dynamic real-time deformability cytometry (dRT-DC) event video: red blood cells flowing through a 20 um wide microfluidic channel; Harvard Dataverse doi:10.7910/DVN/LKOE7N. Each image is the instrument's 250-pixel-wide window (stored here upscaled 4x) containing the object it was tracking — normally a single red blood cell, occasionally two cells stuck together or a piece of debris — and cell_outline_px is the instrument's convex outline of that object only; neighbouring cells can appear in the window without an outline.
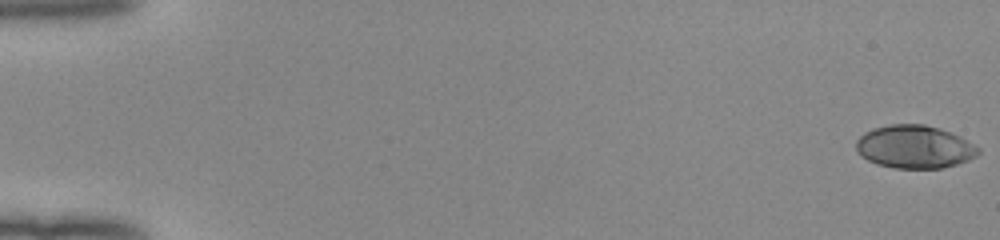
{"species": "human", "species_latin": "Homo sapiens", "temperature_condition": "room temperature", "stored_images_in_passage": 52, "camera_frame_rate_fps": 3000, "um_per_image_px": 0.085, "donor": {"sex": "female"}, "frame": {"image": 1, "passage_image": 1, "time_ms": 0.0, "image_size_px": [1000, 240], "cell_outline_px": [[980, 152], [976, 156], [968, 160], [956, 164], [940, 168], [892, 168], [876, 164], [860, 156], [856, 152], [856, 140], [864, 132], [872, 128], [888, 124], [924, 124], [940, 128], [960, 136], [980, 148]], "centroid_in_image_um": [77.7, 12.47], "position_along_channel_um": 7.3, "area_um2": 30.87}}
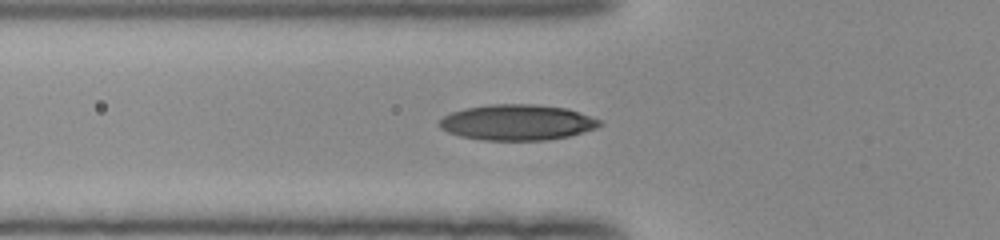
{"frame": {"image": 2, "passage_image": 20, "time_ms": 6.333, "image_size_px": [1000, 240], "cell_outline_px": [[604, 124], [596, 128], [568, 136], [548, 140], [484, 140], [460, 136], [448, 132], [440, 128], [440, 120], [444, 116], [452, 112], [464, 108], [492, 104], [536, 104], [564, 108], [592, 116], [600, 120]], "centroid_in_image_um": [43.97, 10.4], "position_along_channel_um": 81.8, "area_um2": 33.23}}
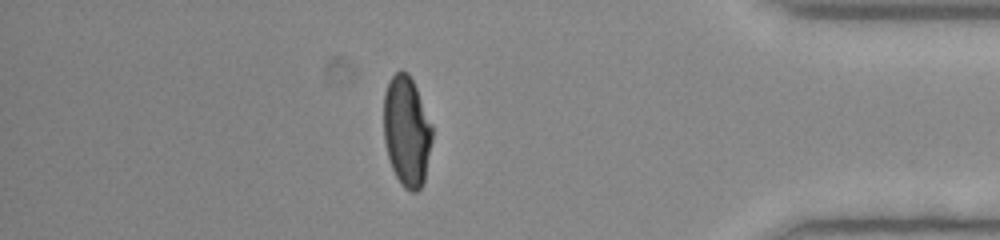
{"frame": {"image": 3, "passage_image": 46, "time_ms": 15.0, "image_size_px": [1000, 240], "cell_outline_px": [[432, 140], [424, 180], [420, 188], [416, 192], [412, 192], [404, 188], [400, 184], [392, 168], [388, 156], [384, 140], [384, 92], [392, 76], [396, 72], [408, 72], [416, 88], [432, 124]], "centroid_in_image_um": [34.57, 11.17], "position_along_channel_um": 400.6, "area_um2": 30.98}, "authors_computed_cell_mechanics": {"area_um2": 31.4143, "velocity_mm_per_s": 4.0322, "shape_relaxation_time_tau1_ms": 6.2929, "shape_relaxation_time_tau2_ms": 0.9409, "deformation_change_tau1": 0.2302, "deformation_change_tau2": 0.0551}}